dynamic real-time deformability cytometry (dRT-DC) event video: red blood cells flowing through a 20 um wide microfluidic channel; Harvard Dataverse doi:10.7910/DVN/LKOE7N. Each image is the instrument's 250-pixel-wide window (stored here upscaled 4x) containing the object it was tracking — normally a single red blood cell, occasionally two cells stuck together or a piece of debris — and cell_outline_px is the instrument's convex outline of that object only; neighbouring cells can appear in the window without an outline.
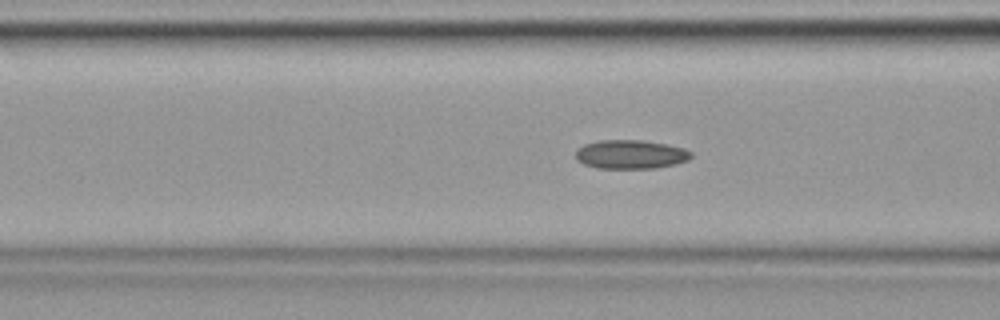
{"species": "common noctule bat (a hibernating species)", "species_latin": "Nyctalus noctula", "temperature_condition": "cold", "stored_images_in_passage": 9, "camera_frame_rate_fps": 3000, "um_per_image_px": 0.085, "animal": {"sex": "female", "body_mass_g": 19.9}, "frame": {"image": 1, "passage_image": 7, "time_ms": 2.0, "image_size_px": [1000, 320], "cell_outline_px": [[692, 156], [688, 160], [676, 164], [656, 168], [596, 168], [584, 164], [576, 160], [576, 148], [584, 144], [600, 140], [640, 140], [668, 144], [684, 148], [692, 152]], "centroid_in_image_um": [53.6, 13.12], "position_along_channel_um": 113.0, "area_um2": 19.59}}